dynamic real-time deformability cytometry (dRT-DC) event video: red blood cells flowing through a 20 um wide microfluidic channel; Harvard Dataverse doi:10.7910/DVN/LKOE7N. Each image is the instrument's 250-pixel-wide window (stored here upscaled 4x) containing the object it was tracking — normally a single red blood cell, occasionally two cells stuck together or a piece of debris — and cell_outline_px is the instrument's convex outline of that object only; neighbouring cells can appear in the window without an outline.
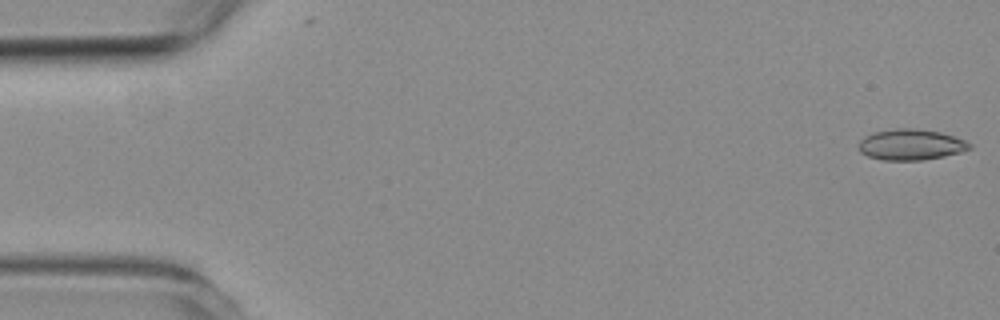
{"species": "common noctule bat (a hibernating species)", "species_latin": "Nyctalus noctula", "temperature_condition": "room temperature", "stored_images_in_passage": 4, "camera_frame_rate_fps": 3000, "um_per_image_px": 0.085, "animal": {"sex": "female", "body_mass_g": 19.3, "forearm_length_mm": 54.1}, "frame": {"image": 1, "passage_image": 1, "time_ms": 0.0, "image_size_px": [1000, 320], "cell_outline_px": [[972, 148], [960, 152], [944, 156], [920, 160], [880, 160], [868, 156], [860, 152], [860, 140], [864, 136], [876, 132], [896, 128], [912, 128], [940, 132], [964, 140], [972, 144]], "centroid_in_image_um": [77.42, 12.3], "position_along_channel_um": 7.6, "area_um2": 19.77}}
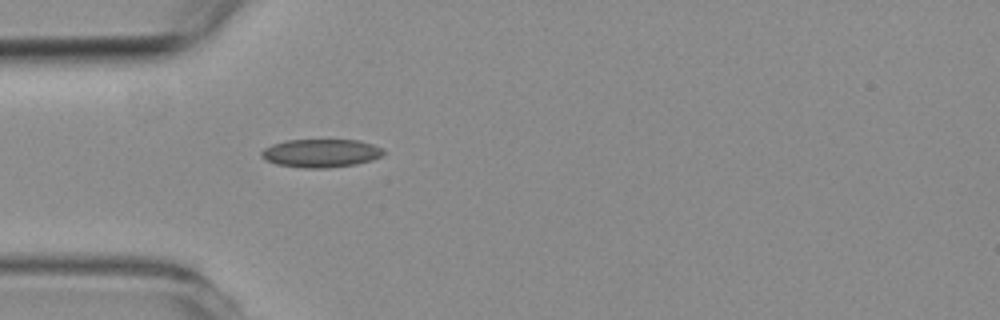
{"frame": {"image": 2, "passage_image": 4, "time_ms": 5.0, "image_size_px": [1000, 320], "cell_outline_px": [[384, 156], [372, 160], [356, 164], [328, 168], [304, 168], [276, 164], [264, 160], [260, 156], [260, 152], [264, 148], [272, 144], [288, 140], [360, 140], [384, 148]], "centroid_in_image_um": [27.29, 13.02], "position_along_channel_um": 57.7, "area_um2": 20.35}}